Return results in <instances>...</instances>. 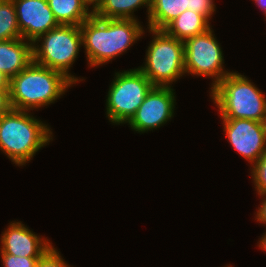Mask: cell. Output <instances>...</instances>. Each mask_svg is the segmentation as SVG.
<instances>
[{
  "instance_id": "cell-1",
  "label": "cell",
  "mask_w": 266,
  "mask_h": 267,
  "mask_svg": "<svg viewBox=\"0 0 266 267\" xmlns=\"http://www.w3.org/2000/svg\"><path fill=\"white\" fill-rule=\"evenodd\" d=\"M82 44L90 67L126 52L145 33L135 19H104L92 14L81 25Z\"/></svg>"
},
{
  "instance_id": "cell-2",
  "label": "cell",
  "mask_w": 266,
  "mask_h": 267,
  "mask_svg": "<svg viewBox=\"0 0 266 267\" xmlns=\"http://www.w3.org/2000/svg\"><path fill=\"white\" fill-rule=\"evenodd\" d=\"M73 82L62 73L31 62L10 79L12 109L30 112L54 103Z\"/></svg>"
},
{
  "instance_id": "cell-3",
  "label": "cell",
  "mask_w": 266,
  "mask_h": 267,
  "mask_svg": "<svg viewBox=\"0 0 266 267\" xmlns=\"http://www.w3.org/2000/svg\"><path fill=\"white\" fill-rule=\"evenodd\" d=\"M52 137L51 128L27 111L11 109L0 116V150L17 166H25Z\"/></svg>"
},
{
  "instance_id": "cell-4",
  "label": "cell",
  "mask_w": 266,
  "mask_h": 267,
  "mask_svg": "<svg viewBox=\"0 0 266 267\" xmlns=\"http://www.w3.org/2000/svg\"><path fill=\"white\" fill-rule=\"evenodd\" d=\"M221 119H250L262 122L266 97L246 76L231 72L210 89Z\"/></svg>"
},
{
  "instance_id": "cell-5",
  "label": "cell",
  "mask_w": 266,
  "mask_h": 267,
  "mask_svg": "<svg viewBox=\"0 0 266 267\" xmlns=\"http://www.w3.org/2000/svg\"><path fill=\"white\" fill-rule=\"evenodd\" d=\"M81 46L80 26L59 25L32 42L33 62L62 73L76 84L84 79L74 77L69 69L78 58Z\"/></svg>"
},
{
  "instance_id": "cell-6",
  "label": "cell",
  "mask_w": 266,
  "mask_h": 267,
  "mask_svg": "<svg viewBox=\"0 0 266 267\" xmlns=\"http://www.w3.org/2000/svg\"><path fill=\"white\" fill-rule=\"evenodd\" d=\"M153 39L146 51L144 66L138 69L153 86L172 87L171 84L186 74L184 68V43L164 30L148 28Z\"/></svg>"
},
{
  "instance_id": "cell-7",
  "label": "cell",
  "mask_w": 266,
  "mask_h": 267,
  "mask_svg": "<svg viewBox=\"0 0 266 267\" xmlns=\"http://www.w3.org/2000/svg\"><path fill=\"white\" fill-rule=\"evenodd\" d=\"M152 87L138 68L116 72L106 99L108 120L117 125L128 123Z\"/></svg>"
},
{
  "instance_id": "cell-8",
  "label": "cell",
  "mask_w": 266,
  "mask_h": 267,
  "mask_svg": "<svg viewBox=\"0 0 266 267\" xmlns=\"http://www.w3.org/2000/svg\"><path fill=\"white\" fill-rule=\"evenodd\" d=\"M213 32L211 27L204 33L183 42L186 74L214 79L211 89L231 73V71L224 70L222 48Z\"/></svg>"
},
{
  "instance_id": "cell-9",
  "label": "cell",
  "mask_w": 266,
  "mask_h": 267,
  "mask_svg": "<svg viewBox=\"0 0 266 267\" xmlns=\"http://www.w3.org/2000/svg\"><path fill=\"white\" fill-rule=\"evenodd\" d=\"M174 95L171 87L153 86L128 122L129 127L137 133H145L166 124L174 117Z\"/></svg>"
},
{
  "instance_id": "cell-10",
  "label": "cell",
  "mask_w": 266,
  "mask_h": 267,
  "mask_svg": "<svg viewBox=\"0 0 266 267\" xmlns=\"http://www.w3.org/2000/svg\"><path fill=\"white\" fill-rule=\"evenodd\" d=\"M226 138L233 149L251 167L266 151V139L262 122L250 119H222Z\"/></svg>"
},
{
  "instance_id": "cell-11",
  "label": "cell",
  "mask_w": 266,
  "mask_h": 267,
  "mask_svg": "<svg viewBox=\"0 0 266 267\" xmlns=\"http://www.w3.org/2000/svg\"><path fill=\"white\" fill-rule=\"evenodd\" d=\"M13 4L24 40L34 42L39 36L59 26L47 0H13Z\"/></svg>"
},
{
  "instance_id": "cell-12",
  "label": "cell",
  "mask_w": 266,
  "mask_h": 267,
  "mask_svg": "<svg viewBox=\"0 0 266 267\" xmlns=\"http://www.w3.org/2000/svg\"><path fill=\"white\" fill-rule=\"evenodd\" d=\"M0 254H11L21 257H41L52 243L48 239L33 233L21 221L10 222L1 234Z\"/></svg>"
},
{
  "instance_id": "cell-13",
  "label": "cell",
  "mask_w": 266,
  "mask_h": 267,
  "mask_svg": "<svg viewBox=\"0 0 266 267\" xmlns=\"http://www.w3.org/2000/svg\"><path fill=\"white\" fill-rule=\"evenodd\" d=\"M33 61L32 42L23 38L0 41V72L9 79Z\"/></svg>"
},
{
  "instance_id": "cell-14",
  "label": "cell",
  "mask_w": 266,
  "mask_h": 267,
  "mask_svg": "<svg viewBox=\"0 0 266 267\" xmlns=\"http://www.w3.org/2000/svg\"><path fill=\"white\" fill-rule=\"evenodd\" d=\"M47 2L59 25L80 26L93 14L91 0H47Z\"/></svg>"
},
{
  "instance_id": "cell-15",
  "label": "cell",
  "mask_w": 266,
  "mask_h": 267,
  "mask_svg": "<svg viewBox=\"0 0 266 267\" xmlns=\"http://www.w3.org/2000/svg\"><path fill=\"white\" fill-rule=\"evenodd\" d=\"M210 21L203 15L187 9L172 20L163 30L180 41H185L210 29Z\"/></svg>"
},
{
  "instance_id": "cell-16",
  "label": "cell",
  "mask_w": 266,
  "mask_h": 267,
  "mask_svg": "<svg viewBox=\"0 0 266 267\" xmlns=\"http://www.w3.org/2000/svg\"><path fill=\"white\" fill-rule=\"evenodd\" d=\"M146 6L149 17L150 0H95L93 14L104 19H135V10Z\"/></svg>"
},
{
  "instance_id": "cell-17",
  "label": "cell",
  "mask_w": 266,
  "mask_h": 267,
  "mask_svg": "<svg viewBox=\"0 0 266 267\" xmlns=\"http://www.w3.org/2000/svg\"><path fill=\"white\" fill-rule=\"evenodd\" d=\"M190 0H150L148 27L163 30L172 20L189 9Z\"/></svg>"
},
{
  "instance_id": "cell-18",
  "label": "cell",
  "mask_w": 266,
  "mask_h": 267,
  "mask_svg": "<svg viewBox=\"0 0 266 267\" xmlns=\"http://www.w3.org/2000/svg\"><path fill=\"white\" fill-rule=\"evenodd\" d=\"M22 38L13 0H0V41Z\"/></svg>"
},
{
  "instance_id": "cell-19",
  "label": "cell",
  "mask_w": 266,
  "mask_h": 267,
  "mask_svg": "<svg viewBox=\"0 0 266 267\" xmlns=\"http://www.w3.org/2000/svg\"><path fill=\"white\" fill-rule=\"evenodd\" d=\"M250 170L257 194L266 195V151Z\"/></svg>"
},
{
  "instance_id": "cell-20",
  "label": "cell",
  "mask_w": 266,
  "mask_h": 267,
  "mask_svg": "<svg viewBox=\"0 0 266 267\" xmlns=\"http://www.w3.org/2000/svg\"><path fill=\"white\" fill-rule=\"evenodd\" d=\"M37 267H70L62 258L59 251L50 247L38 260Z\"/></svg>"
},
{
  "instance_id": "cell-21",
  "label": "cell",
  "mask_w": 266,
  "mask_h": 267,
  "mask_svg": "<svg viewBox=\"0 0 266 267\" xmlns=\"http://www.w3.org/2000/svg\"><path fill=\"white\" fill-rule=\"evenodd\" d=\"M4 267H37L40 257H21L11 254H1Z\"/></svg>"
},
{
  "instance_id": "cell-22",
  "label": "cell",
  "mask_w": 266,
  "mask_h": 267,
  "mask_svg": "<svg viewBox=\"0 0 266 267\" xmlns=\"http://www.w3.org/2000/svg\"><path fill=\"white\" fill-rule=\"evenodd\" d=\"M214 0H190L189 10L205 16L209 21L216 11Z\"/></svg>"
},
{
  "instance_id": "cell-23",
  "label": "cell",
  "mask_w": 266,
  "mask_h": 267,
  "mask_svg": "<svg viewBox=\"0 0 266 267\" xmlns=\"http://www.w3.org/2000/svg\"><path fill=\"white\" fill-rule=\"evenodd\" d=\"M11 109L9 89H0V116Z\"/></svg>"
},
{
  "instance_id": "cell-24",
  "label": "cell",
  "mask_w": 266,
  "mask_h": 267,
  "mask_svg": "<svg viewBox=\"0 0 266 267\" xmlns=\"http://www.w3.org/2000/svg\"><path fill=\"white\" fill-rule=\"evenodd\" d=\"M263 198V202L260 207H258L257 214L255 216V220H257L259 223L262 222L266 225V195H260Z\"/></svg>"
},
{
  "instance_id": "cell-25",
  "label": "cell",
  "mask_w": 266,
  "mask_h": 267,
  "mask_svg": "<svg viewBox=\"0 0 266 267\" xmlns=\"http://www.w3.org/2000/svg\"><path fill=\"white\" fill-rule=\"evenodd\" d=\"M10 79L0 72V89H9Z\"/></svg>"
},
{
  "instance_id": "cell-26",
  "label": "cell",
  "mask_w": 266,
  "mask_h": 267,
  "mask_svg": "<svg viewBox=\"0 0 266 267\" xmlns=\"http://www.w3.org/2000/svg\"><path fill=\"white\" fill-rule=\"evenodd\" d=\"M255 1L256 5L263 10L264 15L266 16V0H253Z\"/></svg>"
},
{
  "instance_id": "cell-27",
  "label": "cell",
  "mask_w": 266,
  "mask_h": 267,
  "mask_svg": "<svg viewBox=\"0 0 266 267\" xmlns=\"http://www.w3.org/2000/svg\"><path fill=\"white\" fill-rule=\"evenodd\" d=\"M258 243L259 248L265 250L266 252V232L264 233V235H262Z\"/></svg>"
},
{
  "instance_id": "cell-28",
  "label": "cell",
  "mask_w": 266,
  "mask_h": 267,
  "mask_svg": "<svg viewBox=\"0 0 266 267\" xmlns=\"http://www.w3.org/2000/svg\"><path fill=\"white\" fill-rule=\"evenodd\" d=\"M262 124L264 128L265 139H266V116L263 118Z\"/></svg>"
}]
</instances>
